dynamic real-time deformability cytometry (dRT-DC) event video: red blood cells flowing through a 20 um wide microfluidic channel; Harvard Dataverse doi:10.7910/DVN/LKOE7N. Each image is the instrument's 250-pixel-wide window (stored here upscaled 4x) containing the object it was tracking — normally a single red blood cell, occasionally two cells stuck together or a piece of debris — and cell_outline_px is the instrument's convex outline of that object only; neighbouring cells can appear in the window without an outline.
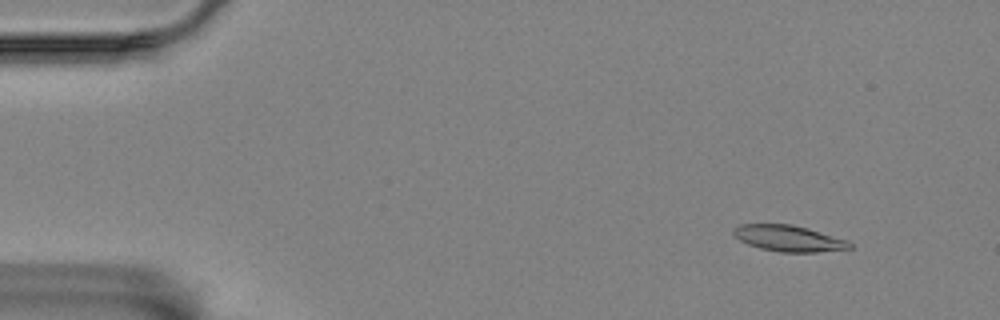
{"species": "Egyptian fruit bat (a non-hibernating species)", "species_latin": "Rousettus aegyptiacus", "temperature_condition": "room temperature", "stored_images_in_passage": 58, "camera_frame_rate_fps": 3000, "um_per_image_px": 0.085, "animal": {"sex": "female"}, "frame": {"image": 1, "passage_image": 6, "time_ms": 1.667, "image_size_px": [1000, 320], "cell_outline_px": [[852, 248], [816, 252], [780, 252], [760, 248], [748, 244], [740, 240], [732, 232], [732, 228], [740, 224], [792, 224], [808, 228], [848, 240], [852, 244]], "centroid_in_image_um": [67.04, 20.25], "position_along_channel_um": 18.0, "area_um2": 17.69}}
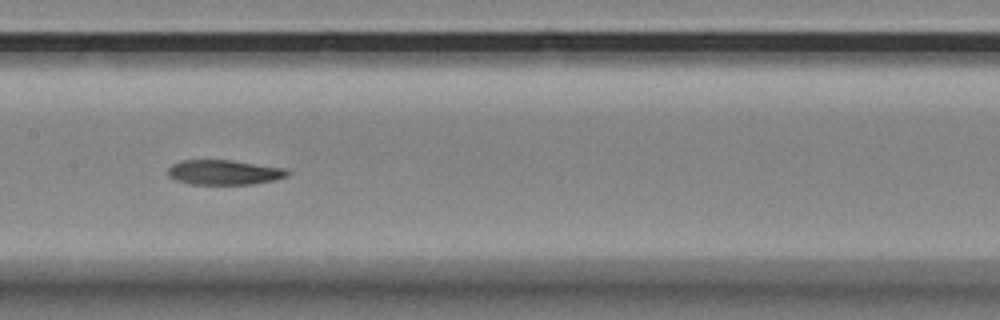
{"frame": {"image": 2, "passage_image": 29, "time_ms": 9.333, "image_size_px": [1000, 320], "cell_outline_px": [[292, 172], [288, 176], [276, 180], [252, 184], [188, 184], [176, 180], [168, 176], [168, 168], [172, 164], [180, 160], [232, 160], [284, 168]], "centroid_in_image_um": [19.06, 14.65], "position_along_channel_um": 188.3, "area_um2": 17.46}}
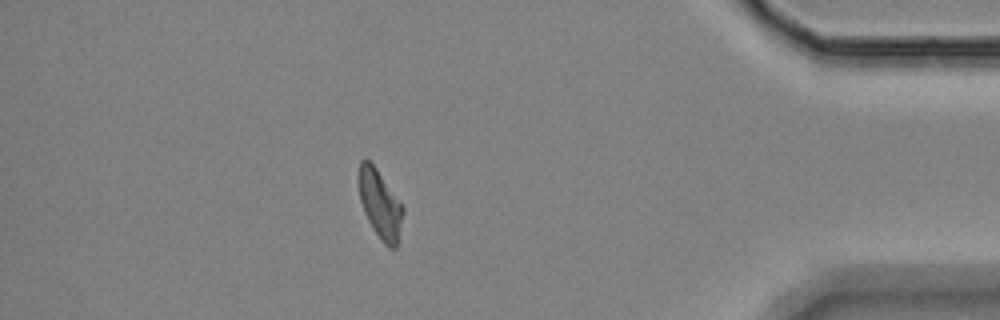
{"frame": {"image": 3, "passage_image": 51, "time_ms": 16.667, "image_size_px": [1000, 320], "cell_outline_px": [[404, 212], [396, 248], [388, 248], [380, 240], [372, 228], [364, 212], [360, 200], [360, 160], [368, 160], [376, 168], [404, 208]], "centroid_in_image_um": [32.32, 17.43], "position_along_channel_um": 402.9, "area_um2": 17.17}}